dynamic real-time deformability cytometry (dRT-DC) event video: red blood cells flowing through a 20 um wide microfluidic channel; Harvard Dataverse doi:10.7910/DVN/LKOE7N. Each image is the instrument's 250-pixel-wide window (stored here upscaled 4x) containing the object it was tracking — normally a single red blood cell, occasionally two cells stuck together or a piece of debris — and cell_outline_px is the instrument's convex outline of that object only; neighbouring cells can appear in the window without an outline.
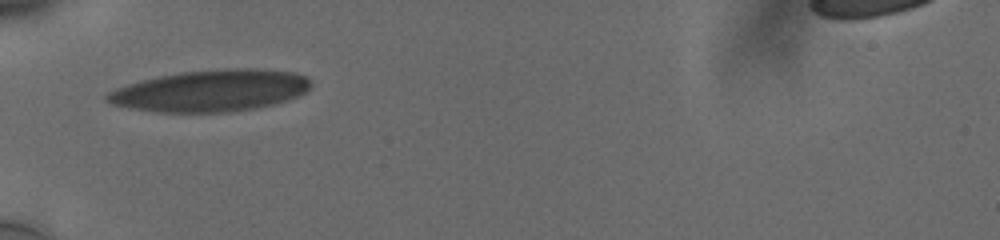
{"species": "human", "species_latin": "Homo sapiens", "temperature_condition": "cold", "stored_images_in_passage": 31, "camera_frame_rate_fps": 3000, "um_per_image_px": 0.085, "donor": {"sex": "male"}, "frame": {"image": 1, "passage_image": 1, "time_ms": 0.0, "image_size_px": [1000, 240], "cell_outline_px": [[312, 84], [304, 92], [288, 100], [256, 108], [228, 112], [160, 112], [132, 108], [112, 104], [104, 100], [104, 96], [108, 92], [116, 88], [140, 80], [180, 72], [220, 68], [260, 68], [296, 72], [312, 80]], "centroid_in_image_um": [17.92, 7.69], "position_along_channel_um": 67.1, "area_um2": 49.65}}
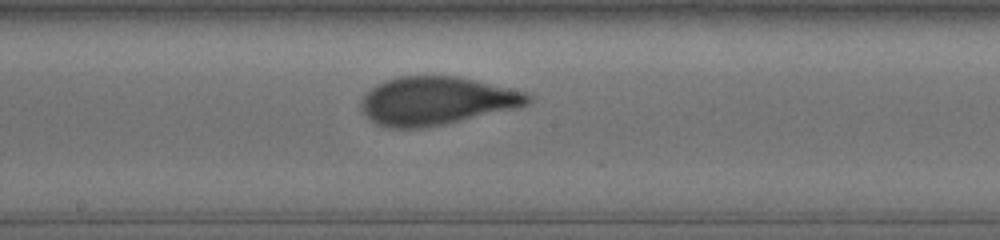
{"frame": {"image": 2, "passage_image": 17, "time_ms": 4.0, "image_size_px": [1000, 240], "cell_outline_px": [[532, 100], [528, 104], [512, 108], [444, 124], [420, 128], [392, 128], [376, 124], [360, 108], [360, 104], [364, 96], [376, 84], [400, 76], [456, 76], [508, 88], [524, 92], [532, 96]], "centroid_in_image_um": [37.06, 8.57], "position_along_channel_um": 211.1, "area_um2": 45.95}}
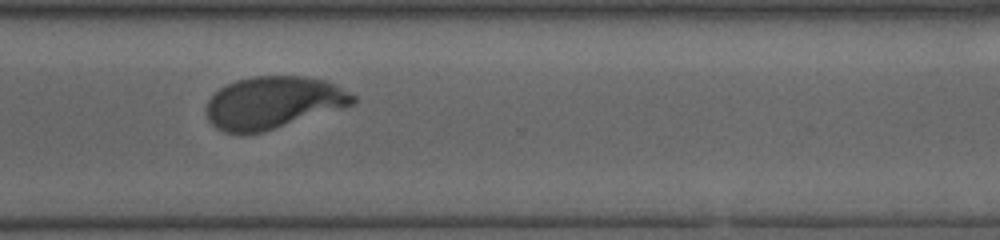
{"frame": {"image": 3, "passage_image": 30, "time_ms": 7.667, "image_size_px": [1000, 240], "cell_outline_px": [[356, 100], [352, 104], [260, 132], [224, 132], [216, 128], [208, 120], [208, 100], [220, 88], [236, 80], [252, 76], [304, 76], [328, 80], [356, 96]], "centroid_in_image_um": [23.22, 8.68], "position_along_channel_um": 347.4, "area_um2": 43.64}}